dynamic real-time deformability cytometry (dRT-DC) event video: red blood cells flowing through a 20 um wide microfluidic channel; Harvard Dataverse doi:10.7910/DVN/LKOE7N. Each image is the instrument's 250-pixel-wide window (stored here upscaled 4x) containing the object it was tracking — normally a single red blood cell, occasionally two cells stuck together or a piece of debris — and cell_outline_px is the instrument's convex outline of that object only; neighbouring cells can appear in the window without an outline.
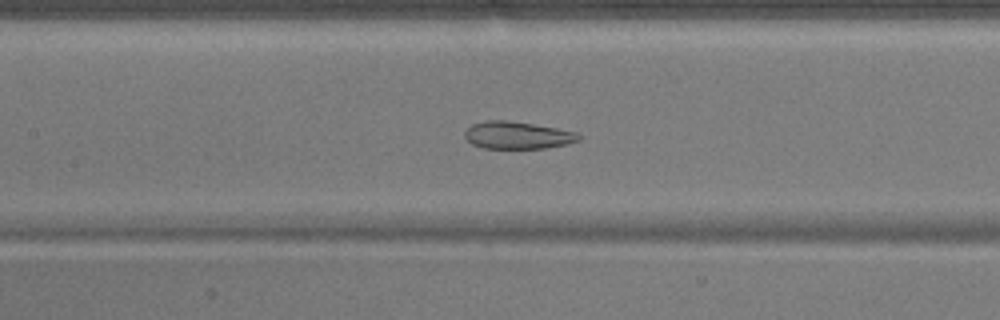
{"species": "common noctule bat (a hibernating species)", "species_latin": "Nyctalus noctula", "temperature_condition": "warm", "stored_images_in_passage": 53, "camera_frame_rate_fps": 3000, "um_per_image_px": 0.085, "animal": {"sex": "male", "body_mass_g": 17.9}, "frame": {"image": 1, "passage_image": 24, "time_ms": 7.667, "image_size_px": [1000, 320], "cell_outline_px": [[580, 140], [568, 144], [544, 148], [484, 148], [472, 144], [464, 136], [464, 132], [472, 124], [488, 120], [508, 120], [556, 128], [576, 132], [580, 136]], "centroid_in_image_um": [43.97, 11.49], "position_along_channel_um": 163.4, "area_um2": 18.03}}
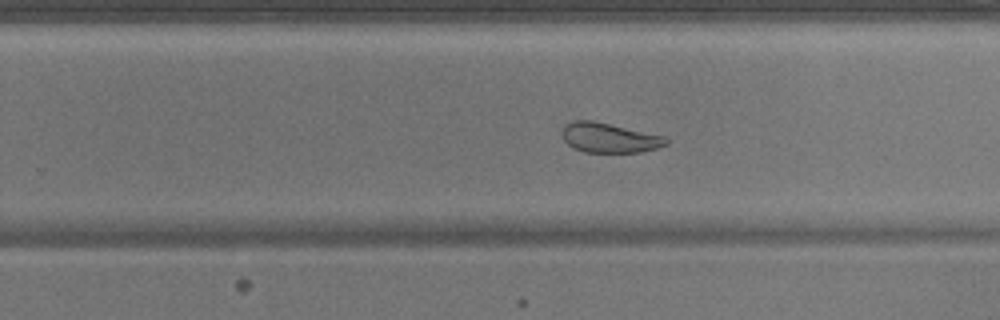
{"frame": {"image": 2, "passage_image": 33, "time_ms": 10.667, "image_size_px": [1000, 320], "cell_outline_px": [[668, 144], [656, 148], [640, 152], [584, 152], [568, 144], [564, 140], [560, 132], [564, 124], [572, 120], [592, 120], [668, 136]], "centroid_in_image_um": [51.79, 11.69], "position_along_channel_um": 278.0, "area_um2": 18.26}}
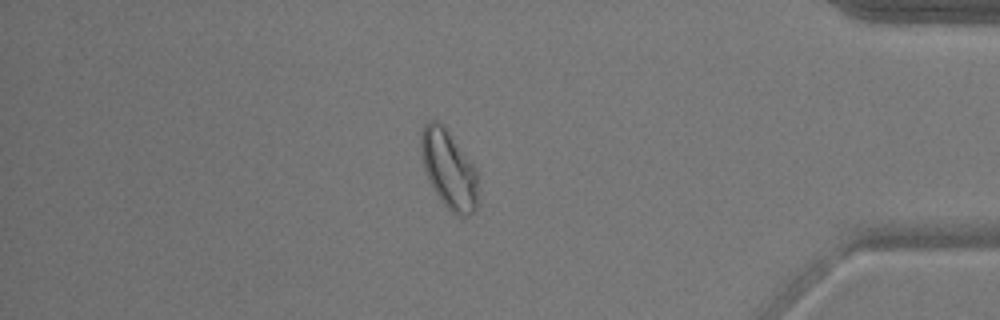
{"frame": {"image": 3, "passage_image": 45, "time_ms": 14.667, "image_size_px": [1000, 320], "cell_outline_px": [[476, 208], [468, 216], [456, 216], [444, 204], [436, 192], [424, 168], [420, 156], [420, 132], [424, 124], [428, 120], [436, 120], [444, 124], [472, 164], [476, 172]], "centroid_in_image_um": [38.1, 14.33], "position_along_channel_um": 397.1, "area_um2": 25.72}, "authors_computed_cell_mechanics": {"area_um2": 25.143, "velocity_mm_per_s": 3.8253, "shape_relaxation_time_tau1_ms": null, "shape_relaxation_time_tau2_ms": 1.2278, "deformation_change_tau1": null, "deformation_change_tau2": 0.0763}}